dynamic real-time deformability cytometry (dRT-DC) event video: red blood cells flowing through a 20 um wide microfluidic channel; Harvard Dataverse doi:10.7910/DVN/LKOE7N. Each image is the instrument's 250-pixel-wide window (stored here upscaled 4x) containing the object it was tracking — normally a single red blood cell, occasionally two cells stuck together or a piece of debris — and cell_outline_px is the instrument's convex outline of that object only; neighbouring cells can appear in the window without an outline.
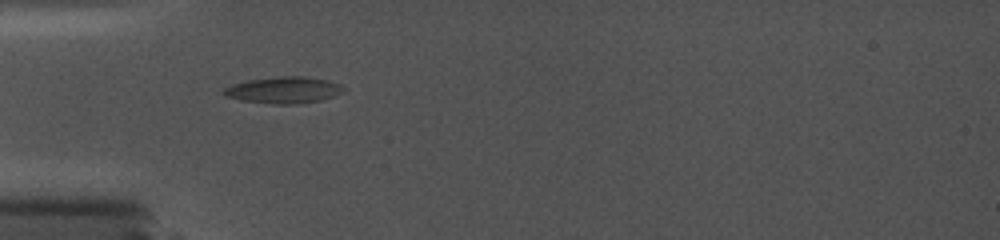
{"species": "common noctule bat (a hibernating species)", "species_latin": "Nyctalus noctula", "temperature_condition": "cold", "stored_images_in_passage": 38, "camera_frame_rate_fps": 5000, "um_per_image_px": 0.085, "animal": {"sex": "female", "body_mass_g": 19.0, "forearm_length_mm": 56.7}, "frame": {"image": 1, "passage_image": 1, "time_ms": 0.0, "image_size_px": [1000, 240], "cell_outline_px": [[344, 92], [320, 100], [296, 104], [272, 104], [244, 100], [224, 96], [220, 92], [224, 88], [232, 84], [248, 80], [276, 76], [304, 76], [328, 80], [340, 84], [344, 88]], "centroid_in_image_um": [24.09, 7.64], "position_along_channel_um": 60.9, "area_um2": 18.55}}
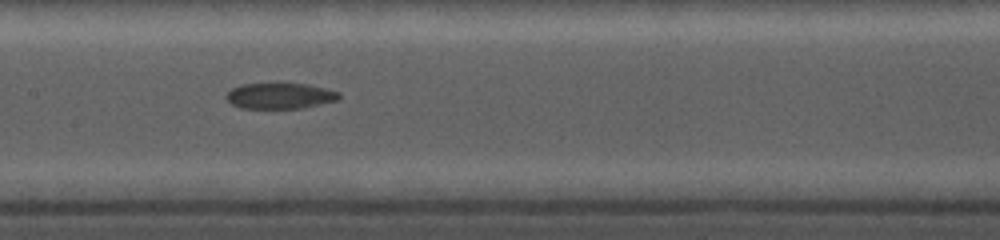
{"frame": {"image": 2, "passage_image": 15, "time_ms": 3.4, "image_size_px": [1000, 240], "cell_outline_px": [[340, 96], [336, 100], [320, 104], [300, 108], [240, 108], [232, 104], [224, 96], [232, 88], [240, 84], [276, 80], [308, 84], [340, 92]], "centroid_in_image_um": [23.74, 8.08], "position_along_channel_um": 183.7, "area_um2": 17.74}}
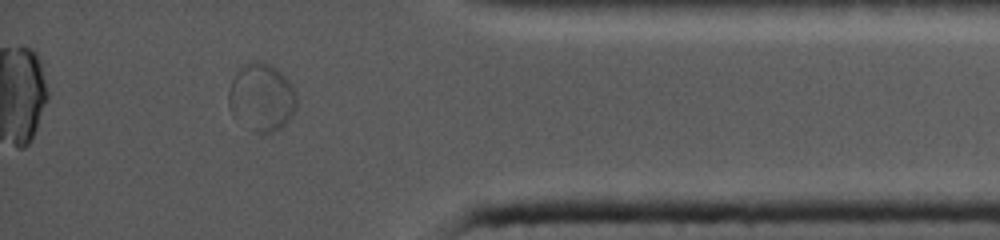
{"frame": {"image": 3, "passage_image": 34, "time_ms": 9.8, "image_size_px": [1000, 240], "cell_outline_px": [[296, 108], [292, 116], [280, 128], [272, 132], [252, 132], [232, 116], [228, 108], [228, 88], [236, 72], [244, 64], [256, 60], [268, 64], [276, 68], [292, 84], [296, 92]], "centroid_in_image_um": [22.2, 8.29], "position_along_channel_um": 413.0, "area_um2": 27.11}}